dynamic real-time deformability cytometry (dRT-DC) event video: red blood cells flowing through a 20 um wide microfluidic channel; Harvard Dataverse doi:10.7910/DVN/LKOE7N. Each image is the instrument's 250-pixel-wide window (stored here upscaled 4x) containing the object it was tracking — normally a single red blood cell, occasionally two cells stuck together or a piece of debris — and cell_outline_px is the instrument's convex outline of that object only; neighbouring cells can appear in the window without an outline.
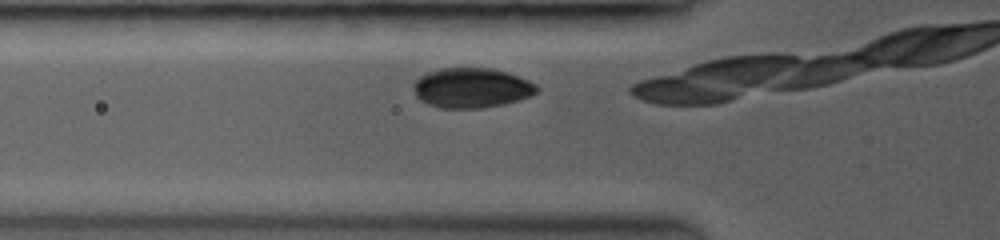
{"species": "common noctule bat (a hibernating species)", "species_latin": "Nyctalus noctula", "temperature_condition": "room temperature", "stored_images_in_passage": 4, "camera_frame_rate_fps": 3500, "um_per_image_px": 0.085, "animal": {"sex": "female", "body_mass_g": 19.0, "forearm_length_mm": 53.3}, "frame": {"image": 1, "passage_image": 2, "time_ms": 0.286, "image_size_px": [1000, 240], "cell_outline_px": [[540, 88], [536, 92], [528, 96], [516, 100], [500, 104], [480, 108], [440, 108], [428, 104], [416, 96], [412, 84], [420, 76], [428, 72], [440, 68], [492, 68], [508, 72], [528, 80], [536, 84]], "centroid_in_image_um": [40.06, 7.45], "position_along_channel_um": 85.7, "area_um2": 28.5}}